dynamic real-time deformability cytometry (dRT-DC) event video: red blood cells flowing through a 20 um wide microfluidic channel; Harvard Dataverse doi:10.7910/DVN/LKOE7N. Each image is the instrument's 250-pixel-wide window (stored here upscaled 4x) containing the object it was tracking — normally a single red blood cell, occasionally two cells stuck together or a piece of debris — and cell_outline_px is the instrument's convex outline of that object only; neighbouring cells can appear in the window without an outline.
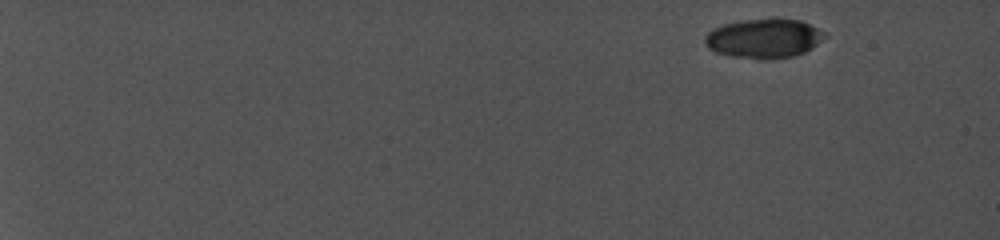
{"species": "common noctule bat (a hibernating species)", "species_latin": "Nyctalus noctula", "temperature_condition": "cold", "stored_images_in_passage": 13, "camera_frame_rate_fps": 5000, "um_per_image_px": 0.085, "animal": {"sex": "female", "body_mass_g": 19.0, "forearm_length_mm": 56.7}, "frame": {"image": 1, "passage_image": 1, "time_ms": 0.0, "image_size_px": [1000, 240], "cell_outline_px": [[828, 36], [804, 52], [792, 56], [760, 60], [732, 56], [716, 52], [708, 48], [704, 44], [704, 36], [712, 28], [724, 24], [744, 20], [772, 16], [776, 16], [800, 20], [820, 28], [828, 32]], "centroid_in_image_um": [64.95, 3.22], "position_along_channel_um": 20.0, "area_um2": 28.21}}
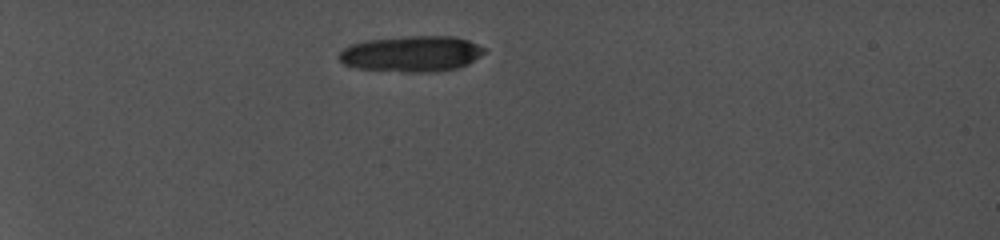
{"frame": {"image": 2, "passage_image": 10, "time_ms": 4.6, "image_size_px": [1000, 240], "cell_outline_px": [[488, 52], [468, 64], [456, 68], [436, 72], [404, 72], [356, 68], [344, 64], [336, 56], [344, 48], [352, 44], [364, 40], [408, 36], [456, 36], [468, 40], [488, 48]], "centroid_in_image_um": [35.03, 4.57], "position_along_channel_um": 50.0, "area_um2": 30.81}}